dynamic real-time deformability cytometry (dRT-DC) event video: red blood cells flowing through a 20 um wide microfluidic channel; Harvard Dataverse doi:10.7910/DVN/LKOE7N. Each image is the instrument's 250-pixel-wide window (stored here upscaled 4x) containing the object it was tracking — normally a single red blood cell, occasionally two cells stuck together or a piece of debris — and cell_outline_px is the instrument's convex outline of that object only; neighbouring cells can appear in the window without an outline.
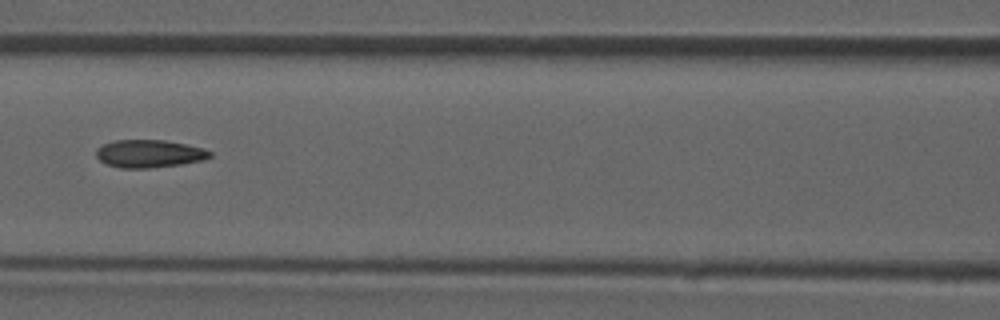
{"species": "common noctule bat (a hibernating species)", "species_latin": "Nyctalus noctula", "temperature_condition": "room temperature", "stored_images_in_passage": 47, "camera_frame_rate_fps": 3000, "um_per_image_px": 0.085, "animal": {"sex": "male", "forearm_length_mm": 52.5}, "frame": {"image": 1, "passage_image": 21, "time_ms": 6.667, "image_size_px": [1000, 320], "cell_outline_px": [[212, 156], [204, 160], [180, 164], [148, 168], [120, 168], [104, 164], [96, 156], [96, 148], [112, 140], [164, 140], [204, 148], [212, 152]], "centroid_in_image_um": [12.66, 13.06], "position_along_channel_um": 153.9, "area_um2": 18.5}}